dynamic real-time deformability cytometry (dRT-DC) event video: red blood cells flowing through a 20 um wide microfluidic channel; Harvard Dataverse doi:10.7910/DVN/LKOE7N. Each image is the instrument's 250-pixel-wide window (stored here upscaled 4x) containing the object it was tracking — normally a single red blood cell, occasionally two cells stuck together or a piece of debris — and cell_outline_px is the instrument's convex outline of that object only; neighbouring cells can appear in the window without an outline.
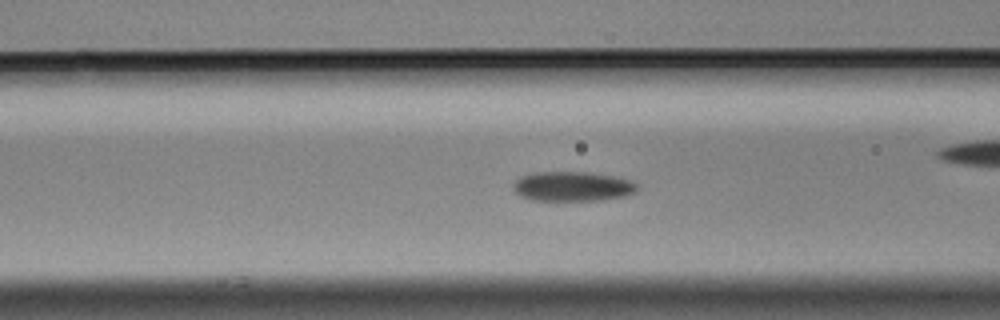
{"species": "Egyptian fruit bat (a non-hibernating species)", "species_latin": "Rousettus aegyptiacus", "temperature_condition": "cold", "stored_images_in_passage": 58, "camera_frame_rate_fps": 3000, "um_per_image_px": 0.085, "animal": {"sex": "male"}, "frame": {"image": 1, "passage_image": 22, "time_ms": 7.0, "image_size_px": [1000, 320], "cell_outline_px": [[636, 192], [628, 196], [604, 200], [528, 200], [520, 196], [512, 188], [512, 184], [520, 176], [536, 172], [588, 172], [612, 176], [632, 180], [636, 184]], "centroid_in_image_um": [48.65, 15.85], "position_along_channel_um": 117.9, "area_um2": 21.62}}
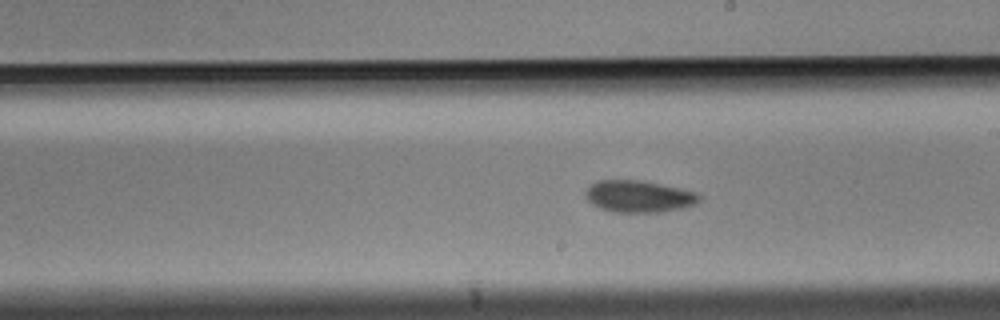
{"frame": {"image": 2, "passage_image": 32, "time_ms": 10.333, "image_size_px": [1000, 320], "cell_outline_px": [[700, 200], [696, 204], [684, 208], [664, 212], [612, 212], [600, 208], [592, 204], [584, 196], [584, 192], [592, 184], [600, 180], [640, 180], [680, 188], [696, 192], [700, 196]], "centroid_in_image_um": [54.31, 16.7], "position_along_channel_um": 234.7, "area_um2": 21.21}}
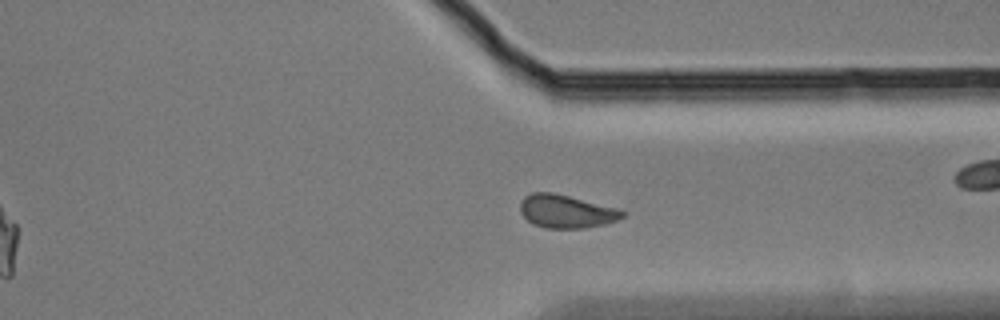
{"frame": {"image": 3, "passage_image": 43, "time_ms": 14.0, "image_size_px": [1000, 320], "cell_outline_px": [[628, 212], [624, 216], [616, 220], [604, 224], [584, 228], [544, 228], [532, 224], [520, 212], [520, 204], [524, 196], [532, 192], [552, 192], [620, 208]], "centroid_in_image_um": [48.15, 17.96], "position_along_channel_um": 363.3, "area_um2": 19.94}, "authors_computed_cell_mechanics": {"area_um2": 20.4612, "velocity_mm_per_s": 3.5016, "shape_relaxation_time_tau1_ms": 7.0948, "shape_relaxation_time_tau2_ms": 5.7569, "deformation_change_tau1": 0.1156, "deformation_change_tau2": 0.1021}}